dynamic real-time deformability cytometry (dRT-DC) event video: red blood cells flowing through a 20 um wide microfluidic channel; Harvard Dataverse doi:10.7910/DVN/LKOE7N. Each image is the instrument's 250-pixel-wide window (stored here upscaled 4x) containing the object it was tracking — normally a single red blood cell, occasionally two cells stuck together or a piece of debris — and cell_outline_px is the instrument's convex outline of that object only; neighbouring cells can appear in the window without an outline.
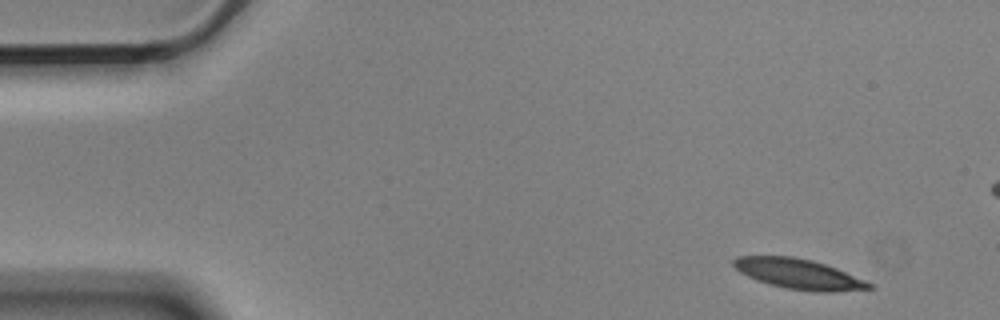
{"species": "Egyptian fruit bat (a non-hibernating species)", "species_latin": "Rousettus aegyptiacus", "temperature_condition": "cold", "stored_images_in_passage": 4, "camera_frame_rate_fps": 3000, "um_per_image_px": 0.085, "animal": {"sex": "male"}, "frame": {"image": 1, "passage_image": 1, "time_ms": 0.0, "image_size_px": [1000, 320], "cell_outline_px": [[872, 288], [832, 292], [816, 292], [784, 288], [768, 284], [756, 280], [740, 272], [732, 264], [732, 260], [736, 256], [792, 256], [812, 260], [836, 268], [864, 280], [872, 284]], "centroid_in_image_um": [67.84, 23.28], "position_along_channel_um": 17.2, "area_um2": 23.7}}